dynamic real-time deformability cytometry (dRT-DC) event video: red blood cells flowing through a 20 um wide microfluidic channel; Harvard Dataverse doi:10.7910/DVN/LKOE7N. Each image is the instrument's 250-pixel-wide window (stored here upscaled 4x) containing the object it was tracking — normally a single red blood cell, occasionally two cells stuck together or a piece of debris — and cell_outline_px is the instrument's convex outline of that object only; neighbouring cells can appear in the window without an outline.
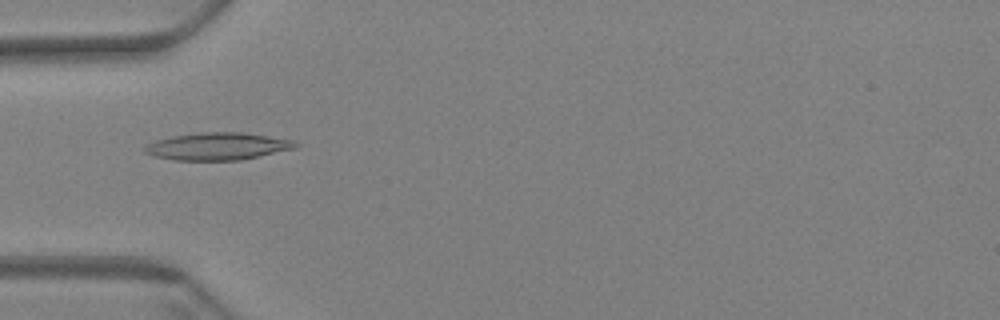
{"species": "Egyptian fruit bat (a non-hibernating species)", "species_latin": "Rousettus aegyptiacus", "temperature_condition": "warm", "stored_images_in_passage": 61, "camera_frame_rate_fps": 3000, "um_per_image_px": 0.085, "animal": {"sex": "female"}, "frame": {"image": 1, "passage_image": 20, "time_ms": 6.333, "image_size_px": [1000, 320], "cell_outline_px": [[300, 144], [296, 148], [260, 156], [240, 160], [176, 160], [156, 156], [144, 152], [144, 148], [148, 144], [156, 140], [172, 136], [200, 132], [244, 132], [292, 140]], "centroid_in_image_um": [18.53, 12.43], "position_along_channel_um": 66.5, "area_um2": 23.93}}
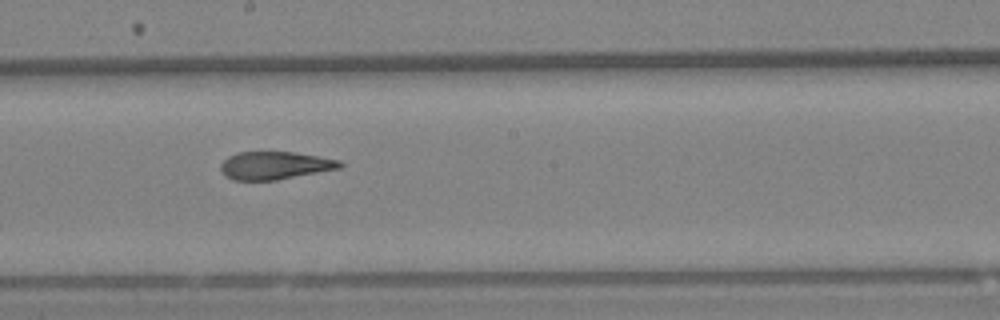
{"frame": {"image": 2, "passage_image": 34, "time_ms": 11.0, "image_size_px": [1000, 320], "cell_outline_px": [[344, 164], [340, 168], [276, 180], [232, 180], [220, 168], [220, 164], [228, 156], [236, 152], [292, 152], [340, 160]], "centroid_in_image_um": [23.35, 14.06], "position_along_channel_um": 224.8, "area_um2": 19.13}}
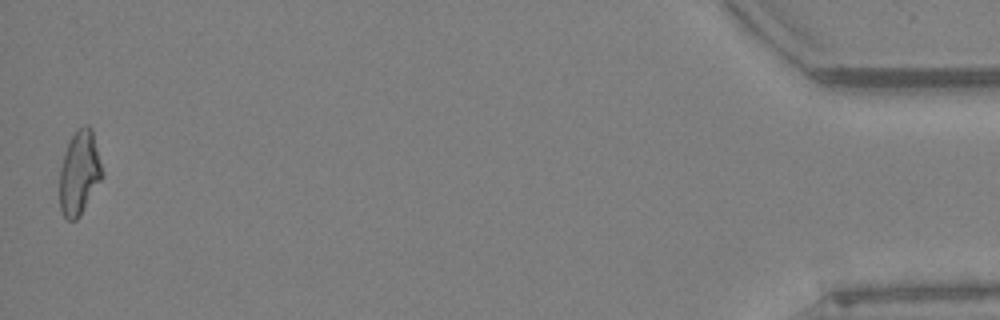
{"frame": {"image": 3, "passage_image": 60, "time_ms": 19.667, "image_size_px": [1000, 320], "cell_outline_px": [[104, 176], [80, 216], [76, 220], [68, 220], [60, 212], [60, 168], [64, 152], [72, 136], [84, 124], [88, 124], [92, 128]], "centroid_in_image_um": [6.75, 14.71], "position_along_channel_um": 428.4, "area_um2": 20.87}, "authors_computed_cell_mechanics": {"area_um2": 20.9236, "velocity_mm_per_s": 3.4145, "shape_relaxation_time_tau1_ms": null, "shape_relaxation_time_tau2_ms": 1.6334, "deformation_change_tau1": null, "deformation_change_tau2": 0.0998}}